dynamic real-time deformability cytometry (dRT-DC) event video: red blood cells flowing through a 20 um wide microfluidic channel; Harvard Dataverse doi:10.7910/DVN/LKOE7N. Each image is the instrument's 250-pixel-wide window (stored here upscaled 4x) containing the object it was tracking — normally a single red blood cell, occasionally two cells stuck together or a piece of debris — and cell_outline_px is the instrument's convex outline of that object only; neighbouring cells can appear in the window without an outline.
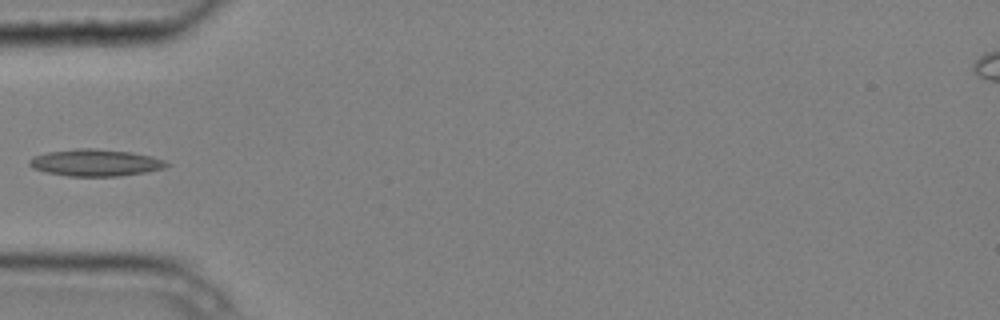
{"species": "common noctule bat (a hibernating species)", "species_latin": "Nyctalus noctula", "temperature_condition": "cold", "stored_images_in_passage": 4, "camera_frame_rate_fps": 3000, "um_per_image_px": 0.085, "animal": {"sex": "male", "body_mass_g": 20.4}, "frame": {"image": 1, "passage_image": 3, "time_ms": 0.667, "image_size_px": [1000, 320], "cell_outline_px": [[172, 164], [164, 168], [144, 172], [120, 176], [68, 176], [48, 172], [32, 168], [28, 164], [28, 160], [32, 156], [48, 152], [80, 148], [92, 148], [132, 152], [152, 156], [164, 160]], "centroid_in_image_um": [8.12, 13.82], "position_along_channel_um": 76.9, "area_um2": 21.5}}
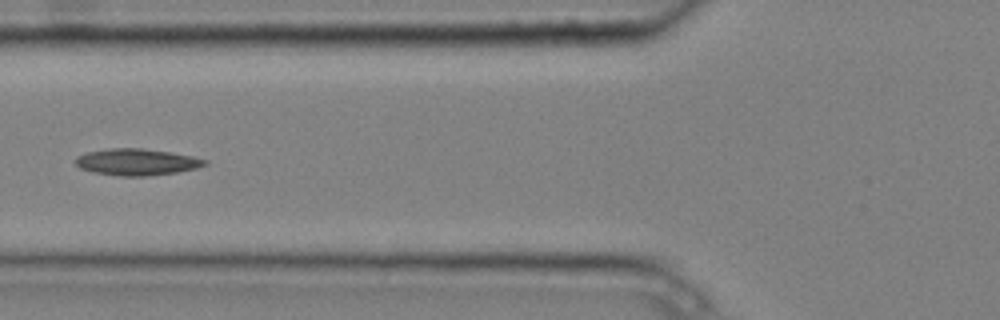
{"frame": {"image": 2, "passage_image": 4, "time_ms": 1.0, "image_size_px": [1000, 320], "cell_outline_px": [[208, 164], [196, 168], [176, 172], [144, 176], [120, 176], [92, 172], [80, 168], [76, 164], [76, 156], [88, 152], [108, 148], [144, 148], [192, 156], [208, 160]], "centroid_in_image_um": [11.61, 13.77], "position_along_channel_um": 114.2, "area_um2": 19.94}}